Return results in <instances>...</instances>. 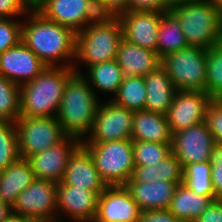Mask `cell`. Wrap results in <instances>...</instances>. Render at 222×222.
Instances as JSON below:
<instances>
[{
	"instance_id": "cell-1",
	"label": "cell",
	"mask_w": 222,
	"mask_h": 222,
	"mask_svg": "<svg viewBox=\"0 0 222 222\" xmlns=\"http://www.w3.org/2000/svg\"><path fill=\"white\" fill-rule=\"evenodd\" d=\"M23 43L50 67H73L76 58V33L55 23L34 7L23 16Z\"/></svg>"
},
{
	"instance_id": "cell-2",
	"label": "cell",
	"mask_w": 222,
	"mask_h": 222,
	"mask_svg": "<svg viewBox=\"0 0 222 222\" xmlns=\"http://www.w3.org/2000/svg\"><path fill=\"white\" fill-rule=\"evenodd\" d=\"M101 97L96 95L87 79L74 72L67 80L56 115L67 136L81 142L90 134Z\"/></svg>"
},
{
	"instance_id": "cell-3",
	"label": "cell",
	"mask_w": 222,
	"mask_h": 222,
	"mask_svg": "<svg viewBox=\"0 0 222 222\" xmlns=\"http://www.w3.org/2000/svg\"><path fill=\"white\" fill-rule=\"evenodd\" d=\"M73 67H50L33 80L20 86V108L23 117H56Z\"/></svg>"
},
{
	"instance_id": "cell-4",
	"label": "cell",
	"mask_w": 222,
	"mask_h": 222,
	"mask_svg": "<svg viewBox=\"0 0 222 222\" xmlns=\"http://www.w3.org/2000/svg\"><path fill=\"white\" fill-rule=\"evenodd\" d=\"M170 10L179 19L188 45L208 49L222 42V12L211 2L173 4Z\"/></svg>"
},
{
	"instance_id": "cell-5",
	"label": "cell",
	"mask_w": 222,
	"mask_h": 222,
	"mask_svg": "<svg viewBox=\"0 0 222 222\" xmlns=\"http://www.w3.org/2000/svg\"><path fill=\"white\" fill-rule=\"evenodd\" d=\"M122 27L118 17L107 25H90L76 35L75 72L82 74L78 64L86 69L94 64L116 60L122 40Z\"/></svg>"
},
{
	"instance_id": "cell-6",
	"label": "cell",
	"mask_w": 222,
	"mask_h": 222,
	"mask_svg": "<svg viewBox=\"0 0 222 222\" xmlns=\"http://www.w3.org/2000/svg\"><path fill=\"white\" fill-rule=\"evenodd\" d=\"M81 144L91 154L106 185H124L130 179L135 167L131 139Z\"/></svg>"
},
{
	"instance_id": "cell-7",
	"label": "cell",
	"mask_w": 222,
	"mask_h": 222,
	"mask_svg": "<svg viewBox=\"0 0 222 222\" xmlns=\"http://www.w3.org/2000/svg\"><path fill=\"white\" fill-rule=\"evenodd\" d=\"M207 49L187 46L162 58L165 69L177 90L205 92Z\"/></svg>"
},
{
	"instance_id": "cell-8",
	"label": "cell",
	"mask_w": 222,
	"mask_h": 222,
	"mask_svg": "<svg viewBox=\"0 0 222 222\" xmlns=\"http://www.w3.org/2000/svg\"><path fill=\"white\" fill-rule=\"evenodd\" d=\"M21 158L42 152L67 135L56 117H23L15 122Z\"/></svg>"
},
{
	"instance_id": "cell-9",
	"label": "cell",
	"mask_w": 222,
	"mask_h": 222,
	"mask_svg": "<svg viewBox=\"0 0 222 222\" xmlns=\"http://www.w3.org/2000/svg\"><path fill=\"white\" fill-rule=\"evenodd\" d=\"M57 184L55 181L35 179L17 196L13 213L37 222H57Z\"/></svg>"
},
{
	"instance_id": "cell-10",
	"label": "cell",
	"mask_w": 222,
	"mask_h": 222,
	"mask_svg": "<svg viewBox=\"0 0 222 222\" xmlns=\"http://www.w3.org/2000/svg\"><path fill=\"white\" fill-rule=\"evenodd\" d=\"M133 114L108 98L101 100L91 132L82 143L131 139Z\"/></svg>"
},
{
	"instance_id": "cell-11",
	"label": "cell",
	"mask_w": 222,
	"mask_h": 222,
	"mask_svg": "<svg viewBox=\"0 0 222 222\" xmlns=\"http://www.w3.org/2000/svg\"><path fill=\"white\" fill-rule=\"evenodd\" d=\"M98 198L99 195L94 191L59 182L57 222H93L97 214Z\"/></svg>"
},
{
	"instance_id": "cell-12",
	"label": "cell",
	"mask_w": 222,
	"mask_h": 222,
	"mask_svg": "<svg viewBox=\"0 0 222 222\" xmlns=\"http://www.w3.org/2000/svg\"><path fill=\"white\" fill-rule=\"evenodd\" d=\"M214 144L204 121L172 134L171 150L184 168L187 164L209 161Z\"/></svg>"
},
{
	"instance_id": "cell-13",
	"label": "cell",
	"mask_w": 222,
	"mask_h": 222,
	"mask_svg": "<svg viewBox=\"0 0 222 222\" xmlns=\"http://www.w3.org/2000/svg\"><path fill=\"white\" fill-rule=\"evenodd\" d=\"M211 100L206 92L177 90L166 115L171 134L204 122Z\"/></svg>"
},
{
	"instance_id": "cell-14",
	"label": "cell",
	"mask_w": 222,
	"mask_h": 222,
	"mask_svg": "<svg viewBox=\"0 0 222 222\" xmlns=\"http://www.w3.org/2000/svg\"><path fill=\"white\" fill-rule=\"evenodd\" d=\"M81 143L76 137L66 136L61 142L29 156L35 178L62 182L69 157Z\"/></svg>"
},
{
	"instance_id": "cell-15",
	"label": "cell",
	"mask_w": 222,
	"mask_h": 222,
	"mask_svg": "<svg viewBox=\"0 0 222 222\" xmlns=\"http://www.w3.org/2000/svg\"><path fill=\"white\" fill-rule=\"evenodd\" d=\"M141 213L124 185H107L99 195L93 222H138Z\"/></svg>"
},
{
	"instance_id": "cell-16",
	"label": "cell",
	"mask_w": 222,
	"mask_h": 222,
	"mask_svg": "<svg viewBox=\"0 0 222 222\" xmlns=\"http://www.w3.org/2000/svg\"><path fill=\"white\" fill-rule=\"evenodd\" d=\"M45 67L22 40L0 54V74L19 86L33 81Z\"/></svg>"
},
{
	"instance_id": "cell-17",
	"label": "cell",
	"mask_w": 222,
	"mask_h": 222,
	"mask_svg": "<svg viewBox=\"0 0 222 222\" xmlns=\"http://www.w3.org/2000/svg\"><path fill=\"white\" fill-rule=\"evenodd\" d=\"M124 40L156 51L161 11H124L117 15Z\"/></svg>"
},
{
	"instance_id": "cell-18",
	"label": "cell",
	"mask_w": 222,
	"mask_h": 222,
	"mask_svg": "<svg viewBox=\"0 0 222 222\" xmlns=\"http://www.w3.org/2000/svg\"><path fill=\"white\" fill-rule=\"evenodd\" d=\"M62 182L100 195L106 188L89 151L80 144L70 155Z\"/></svg>"
},
{
	"instance_id": "cell-19",
	"label": "cell",
	"mask_w": 222,
	"mask_h": 222,
	"mask_svg": "<svg viewBox=\"0 0 222 222\" xmlns=\"http://www.w3.org/2000/svg\"><path fill=\"white\" fill-rule=\"evenodd\" d=\"M183 182L154 181L131 182L128 180L124 186L128 189L133 200L142 211L168 209L175 189Z\"/></svg>"
},
{
	"instance_id": "cell-20",
	"label": "cell",
	"mask_w": 222,
	"mask_h": 222,
	"mask_svg": "<svg viewBox=\"0 0 222 222\" xmlns=\"http://www.w3.org/2000/svg\"><path fill=\"white\" fill-rule=\"evenodd\" d=\"M116 62L123 76H146L161 66L162 58L156 53L130 43L122 38L119 43Z\"/></svg>"
},
{
	"instance_id": "cell-21",
	"label": "cell",
	"mask_w": 222,
	"mask_h": 222,
	"mask_svg": "<svg viewBox=\"0 0 222 222\" xmlns=\"http://www.w3.org/2000/svg\"><path fill=\"white\" fill-rule=\"evenodd\" d=\"M88 0H40L34 8L47 19L72 29L76 34L84 29Z\"/></svg>"
},
{
	"instance_id": "cell-22",
	"label": "cell",
	"mask_w": 222,
	"mask_h": 222,
	"mask_svg": "<svg viewBox=\"0 0 222 222\" xmlns=\"http://www.w3.org/2000/svg\"><path fill=\"white\" fill-rule=\"evenodd\" d=\"M146 87L145 110L167 115L177 91L165 69L160 66L144 76Z\"/></svg>"
},
{
	"instance_id": "cell-23",
	"label": "cell",
	"mask_w": 222,
	"mask_h": 222,
	"mask_svg": "<svg viewBox=\"0 0 222 222\" xmlns=\"http://www.w3.org/2000/svg\"><path fill=\"white\" fill-rule=\"evenodd\" d=\"M35 179L28 159L20 157L0 172V199L13 207L17 196Z\"/></svg>"
},
{
	"instance_id": "cell-24",
	"label": "cell",
	"mask_w": 222,
	"mask_h": 222,
	"mask_svg": "<svg viewBox=\"0 0 222 222\" xmlns=\"http://www.w3.org/2000/svg\"><path fill=\"white\" fill-rule=\"evenodd\" d=\"M131 140L172 143L166 116L146 110L134 112Z\"/></svg>"
},
{
	"instance_id": "cell-25",
	"label": "cell",
	"mask_w": 222,
	"mask_h": 222,
	"mask_svg": "<svg viewBox=\"0 0 222 222\" xmlns=\"http://www.w3.org/2000/svg\"><path fill=\"white\" fill-rule=\"evenodd\" d=\"M215 200V197L196 194L180 183L175 189L168 210L182 222H194Z\"/></svg>"
},
{
	"instance_id": "cell-26",
	"label": "cell",
	"mask_w": 222,
	"mask_h": 222,
	"mask_svg": "<svg viewBox=\"0 0 222 222\" xmlns=\"http://www.w3.org/2000/svg\"><path fill=\"white\" fill-rule=\"evenodd\" d=\"M82 75L87 79L96 95L98 92L111 95L109 100H112L117 94L124 79L121 67L116 60L94 64L84 69Z\"/></svg>"
},
{
	"instance_id": "cell-27",
	"label": "cell",
	"mask_w": 222,
	"mask_h": 222,
	"mask_svg": "<svg viewBox=\"0 0 222 222\" xmlns=\"http://www.w3.org/2000/svg\"><path fill=\"white\" fill-rule=\"evenodd\" d=\"M161 179L183 182V168L172 152L158 163L149 166H135L129 180L131 182H154Z\"/></svg>"
},
{
	"instance_id": "cell-28",
	"label": "cell",
	"mask_w": 222,
	"mask_h": 222,
	"mask_svg": "<svg viewBox=\"0 0 222 222\" xmlns=\"http://www.w3.org/2000/svg\"><path fill=\"white\" fill-rule=\"evenodd\" d=\"M187 46L189 45L177 16L171 10L161 12L156 53L163 58L165 55L181 50Z\"/></svg>"
},
{
	"instance_id": "cell-29",
	"label": "cell",
	"mask_w": 222,
	"mask_h": 222,
	"mask_svg": "<svg viewBox=\"0 0 222 222\" xmlns=\"http://www.w3.org/2000/svg\"><path fill=\"white\" fill-rule=\"evenodd\" d=\"M146 87L142 76H127L112 101L132 112L145 110Z\"/></svg>"
},
{
	"instance_id": "cell-30",
	"label": "cell",
	"mask_w": 222,
	"mask_h": 222,
	"mask_svg": "<svg viewBox=\"0 0 222 222\" xmlns=\"http://www.w3.org/2000/svg\"><path fill=\"white\" fill-rule=\"evenodd\" d=\"M183 184L196 194L215 197L209 161L187 164L183 168Z\"/></svg>"
},
{
	"instance_id": "cell-31",
	"label": "cell",
	"mask_w": 222,
	"mask_h": 222,
	"mask_svg": "<svg viewBox=\"0 0 222 222\" xmlns=\"http://www.w3.org/2000/svg\"><path fill=\"white\" fill-rule=\"evenodd\" d=\"M205 92L222 99V42L207 49Z\"/></svg>"
},
{
	"instance_id": "cell-32",
	"label": "cell",
	"mask_w": 222,
	"mask_h": 222,
	"mask_svg": "<svg viewBox=\"0 0 222 222\" xmlns=\"http://www.w3.org/2000/svg\"><path fill=\"white\" fill-rule=\"evenodd\" d=\"M20 115V86L0 74V121L16 122Z\"/></svg>"
},
{
	"instance_id": "cell-33",
	"label": "cell",
	"mask_w": 222,
	"mask_h": 222,
	"mask_svg": "<svg viewBox=\"0 0 222 222\" xmlns=\"http://www.w3.org/2000/svg\"><path fill=\"white\" fill-rule=\"evenodd\" d=\"M20 158L15 122L0 121V172Z\"/></svg>"
},
{
	"instance_id": "cell-34",
	"label": "cell",
	"mask_w": 222,
	"mask_h": 222,
	"mask_svg": "<svg viewBox=\"0 0 222 222\" xmlns=\"http://www.w3.org/2000/svg\"><path fill=\"white\" fill-rule=\"evenodd\" d=\"M171 152V143L133 141L135 166H149L158 163V161H162Z\"/></svg>"
},
{
	"instance_id": "cell-35",
	"label": "cell",
	"mask_w": 222,
	"mask_h": 222,
	"mask_svg": "<svg viewBox=\"0 0 222 222\" xmlns=\"http://www.w3.org/2000/svg\"><path fill=\"white\" fill-rule=\"evenodd\" d=\"M117 18L103 0H88L85 7L84 28L90 25H107Z\"/></svg>"
},
{
	"instance_id": "cell-36",
	"label": "cell",
	"mask_w": 222,
	"mask_h": 222,
	"mask_svg": "<svg viewBox=\"0 0 222 222\" xmlns=\"http://www.w3.org/2000/svg\"><path fill=\"white\" fill-rule=\"evenodd\" d=\"M22 37V21L18 18H0V54L16 46Z\"/></svg>"
},
{
	"instance_id": "cell-37",
	"label": "cell",
	"mask_w": 222,
	"mask_h": 222,
	"mask_svg": "<svg viewBox=\"0 0 222 222\" xmlns=\"http://www.w3.org/2000/svg\"><path fill=\"white\" fill-rule=\"evenodd\" d=\"M205 122L215 143L222 144V99H212L206 109Z\"/></svg>"
},
{
	"instance_id": "cell-38",
	"label": "cell",
	"mask_w": 222,
	"mask_h": 222,
	"mask_svg": "<svg viewBox=\"0 0 222 222\" xmlns=\"http://www.w3.org/2000/svg\"><path fill=\"white\" fill-rule=\"evenodd\" d=\"M211 177L215 199L222 200V144L215 143L210 153Z\"/></svg>"
},
{
	"instance_id": "cell-39",
	"label": "cell",
	"mask_w": 222,
	"mask_h": 222,
	"mask_svg": "<svg viewBox=\"0 0 222 222\" xmlns=\"http://www.w3.org/2000/svg\"><path fill=\"white\" fill-rule=\"evenodd\" d=\"M31 8L29 0H0V18H22Z\"/></svg>"
},
{
	"instance_id": "cell-40",
	"label": "cell",
	"mask_w": 222,
	"mask_h": 222,
	"mask_svg": "<svg viewBox=\"0 0 222 222\" xmlns=\"http://www.w3.org/2000/svg\"><path fill=\"white\" fill-rule=\"evenodd\" d=\"M173 0H129L128 10L132 11H169Z\"/></svg>"
},
{
	"instance_id": "cell-41",
	"label": "cell",
	"mask_w": 222,
	"mask_h": 222,
	"mask_svg": "<svg viewBox=\"0 0 222 222\" xmlns=\"http://www.w3.org/2000/svg\"><path fill=\"white\" fill-rule=\"evenodd\" d=\"M138 222H182L168 209L142 211Z\"/></svg>"
},
{
	"instance_id": "cell-42",
	"label": "cell",
	"mask_w": 222,
	"mask_h": 222,
	"mask_svg": "<svg viewBox=\"0 0 222 222\" xmlns=\"http://www.w3.org/2000/svg\"><path fill=\"white\" fill-rule=\"evenodd\" d=\"M194 222H222V200L213 201Z\"/></svg>"
},
{
	"instance_id": "cell-43",
	"label": "cell",
	"mask_w": 222,
	"mask_h": 222,
	"mask_svg": "<svg viewBox=\"0 0 222 222\" xmlns=\"http://www.w3.org/2000/svg\"><path fill=\"white\" fill-rule=\"evenodd\" d=\"M105 4L114 12L116 15L124 11H128L129 0H103Z\"/></svg>"
},
{
	"instance_id": "cell-44",
	"label": "cell",
	"mask_w": 222,
	"mask_h": 222,
	"mask_svg": "<svg viewBox=\"0 0 222 222\" xmlns=\"http://www.w3.org/2000/svg\"><path fill=\"white\" fill-rule=\"evenodd\" d=\"M12 212V207L0 199V222L6 220Z\"/></svg>"
},
{
	"instance_id": "cell-45",
	"label": "cell",
	"mask_w": 222,
	"mask_h": 222,
	"mask_svg": "<svg viewBox=\"0 0 222 222\" xmlns=\"http://www.w3.org/2000/svg\"><path fill=\"white\" fill-rule=\"evenodd\" d=\"M3 222H37V221L27 216L19 215L12 212L10 216Z\"/></svg>"
},
{
	"instance_id": "cell-46",
	"label": "cell",
	"mask_w": 222,
	"mask_h": 222,
	"mask_svg": "<svg viewBox=\"0 0 222 222\" xmlns=\"http://www.w3.org/2000/svg\"><path fill=\"white\" fill-rule=\"evenodd\" d=\"M200 2H210V0H173V4H190Z\"/></svg>"
},
{
	"instance_id": "cell-47",
	"label": "cell",
	"mask_w": 222,
	"mask_h": 222,
	"mask_svg": "<svg viewBox=\"0 0 222 222\" xmlns=\"http://www.w3.org/2000/svg\"><path fill=\"white\" fill-rule=\"evenodd\" d=\"M210 2H211L220 12H222V0H210Z\"/></svg>"
},
{
	"instance_id": "cell-48",
	"label": "cell",
	"mask_w": 222,
	"mask_h": 222,
	"mask_svg": "<svg viewBox=\"0 0 222 222\" xmlns=\"http://www.w3.org/2000/svg\"><path fill=\"white\" fill-rule=\"evenodd\" d=\"M40 0H29L32 7H34Z\"/></svg>"
}]
</instances>
